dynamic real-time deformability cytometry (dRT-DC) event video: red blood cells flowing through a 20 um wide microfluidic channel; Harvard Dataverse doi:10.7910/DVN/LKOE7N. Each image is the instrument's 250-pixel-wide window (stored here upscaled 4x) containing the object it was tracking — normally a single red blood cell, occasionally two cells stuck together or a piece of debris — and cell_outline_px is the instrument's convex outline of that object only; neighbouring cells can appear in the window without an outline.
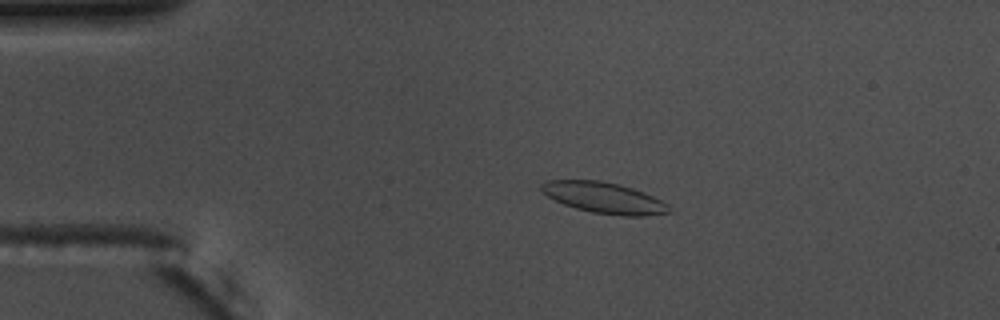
{"species": "common noctule bat (a hibernating species)", "species_latin": "Nyctalus noctula", "temperature_condition": "warm", "stored_images_in_passage": 56, "camera_frame_rate_fps": 3000, "um_per_image_px": 0.085, "animal": {"sex": "male", "body_mass_g": 17.5, "forearm_length_mm": 52.3}, "frame": {"image": 1, "passage_image": 12, "time_ms": 3.667, "image_size_px": [1000, 320], "cell_outline_px": [[672, 212], [648, 216], [620, 216], [592, 212], [576, 208], [564, 204], [540, 192], [540, 184], [544, 180], [600, 180], [620, 184], [644, 192], [668, 204]], "centroid_in_image_um": [51.34, 16.81], "position_along_channel_um": 33.7, "area_um2": 23.24}}
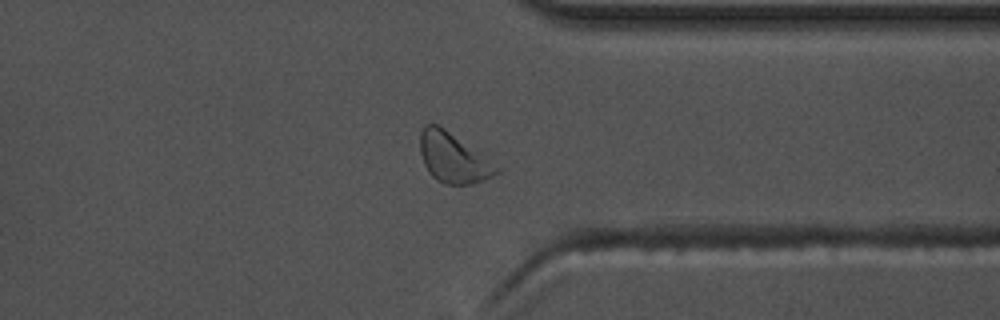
{"frame": {"image": 2, "passage_image": 44, "time_ms": 14.333, "image_size_px": [1000, 320], "cell_outline_px": [[504, 168], [500, 172], [492, 176], [468, 184], [444, 184], [436, 180], [428, 172], [424, 164], [420, 152], [420, 132], [424, 124], [436, 124], [444, 128]], "centroid_in_image_um": [38.54, 13.41], "position_along_channel_um": 372.9, "area_um2": 22.31}}
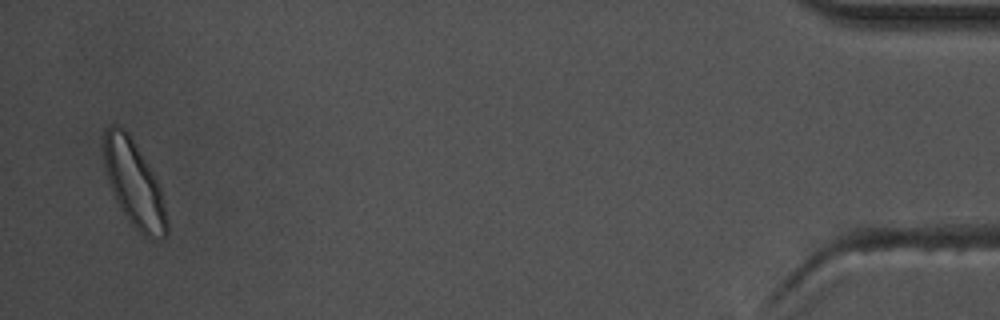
{"frame": {"image": 3, "passage_image": 55, "time_ms": 18.0, "image_size_px": [1000, 320], "cell_outline_px": [[168, 232], [164, 236], [144, 236], [124, 216], [112, 192], [104, 168], [104, 132], [112, 124], [116, 124], [124, 128], [128, 132], [136, 144], [156, 176], [160, 188], [168, 220]], "centroid_in_image_um": [11.38, 15.58], "position_along_channel_um": 423.8, "area_um2": 31.44}, "authors_computed_cell_mechanics": {"area_um2": 22.2241, "velocity_mm_per_s": 3.6299, "shape_relaxation_time_tau1_ms": 3.2789, "shape_relaxation_time_tau2_ms": 2.0824, "deformation_change_tau1": 0.099, "deformation_change_tau2": 0.088}}